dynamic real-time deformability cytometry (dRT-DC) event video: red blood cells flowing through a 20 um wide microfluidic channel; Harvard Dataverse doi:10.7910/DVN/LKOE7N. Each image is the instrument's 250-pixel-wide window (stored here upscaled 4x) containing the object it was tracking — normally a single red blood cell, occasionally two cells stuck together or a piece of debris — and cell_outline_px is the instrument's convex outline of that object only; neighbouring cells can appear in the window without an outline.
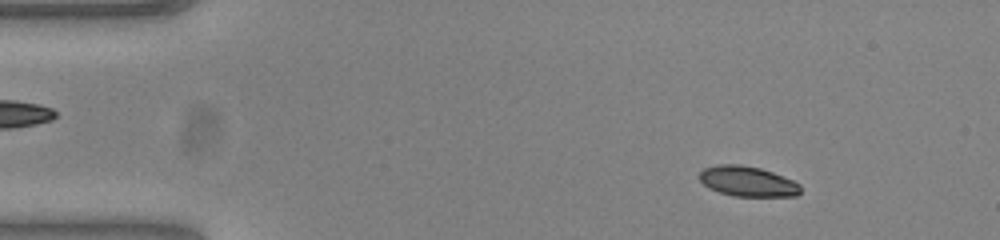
{"species": "common noctule bat (a hibernating species)", "species_latin": "Nyctalus noctula", "temperature_condition": "warm", "stored_images_in_passage": 53, "camera_frame_rate_fps": 3000, "um_per_image_px": 0.085, "animal": {"sex": "female", "body_mass_g": 23.0, "forearm_length_mm": 53.4}, "frame": {"image": 1, "passage_image": 7, "time_ms": 2.0, "image_size_px": [1000, 240], "cell_outline_px": [[800, 192], [796, 196], [736, 196], [720, 192], [708, 188], [700, 180], [700, 172], [704, 168], [716, 164], [740, 164], [760, 168], [772, 172], [792, 180], [800, 184]], "centroid_in_image_um": [63.53, 15.41], "position_along_channel_um": 21.5, "area_um2": 17.69}}
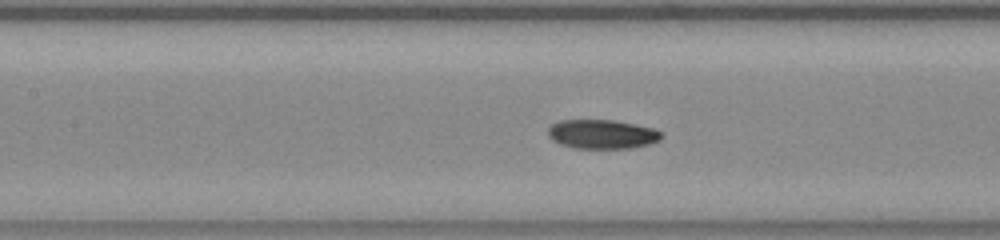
{"frame": {"image": 2, "passage_image": 24, "time_ms": 7.667, "image_size_px": [1000, 240], "cell_outline_px": [[664, 136], [660, 140], [648, 144], [632, 148], [572, 148], [560, 144], [552, 140], [548, 136], [548, 128], [552, 124], [560, 120], [612, 120], [656, 128]], "centroid_in_image_um": [51.18, 11.41], "position_along_channel_um": 156.2, "area_um2": 19.36}}
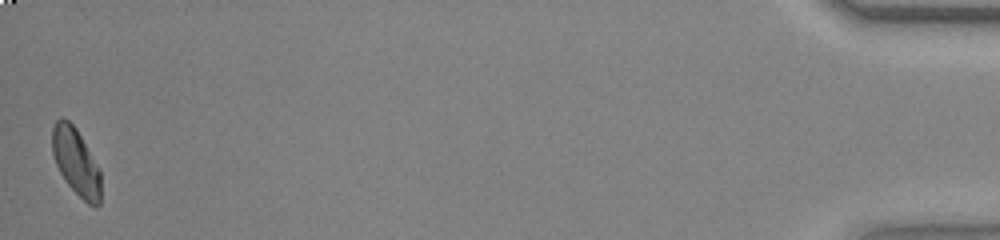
{"frame": {"image": 3, "passage_image": 53, "time_ms": 17.333, "image_size_px": [1000, 240], "cell_outline_px": [[100, 204], [96, 208], [88, 204], [64, 180], [56, 164], [52, 152], [52, 128], [56, 120], [68, 120], [76, 128], [100, 172]], "centroid_in_image_um": [6.44, 13.79], "position_along_channel_um": 428.8, "area_um2": 18.5}, "authors_computed_cell_mechanics": {"area_um2": 19.2474, "velocity_mm_per_s": 3.838, "shape_relaxation_time_tau1_ms": 4.1319, "shape_relaxation_time_tau2_ms": 5.6116, "deformation_change_tau1": 0.1325, "deformation_change_tau2": 0.087}}